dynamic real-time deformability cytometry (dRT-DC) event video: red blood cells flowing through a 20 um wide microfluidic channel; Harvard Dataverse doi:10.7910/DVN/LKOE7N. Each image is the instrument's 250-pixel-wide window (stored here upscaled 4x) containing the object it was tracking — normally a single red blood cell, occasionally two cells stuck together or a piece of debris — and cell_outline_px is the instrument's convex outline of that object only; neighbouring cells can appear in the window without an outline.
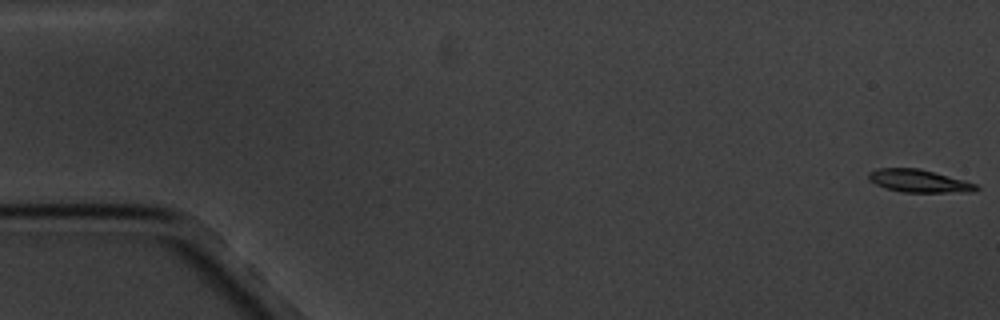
{"species": "common noctule bat (a hibernating species)", "species_latin": "Nyctalus noctula", "temperature_condition": "cold", "stored_images_in_passage": 4, "camera_frame_rate_fps": 3000, "um_per_image_px": 0.085, "animal": {"sex": "male", "body_mass_g": 20.1, "forearm_length_mm": 53.5}, "frame": {"image": 1, "passage_image": 1, "time_ms": 0.0, "image_size_px": [1000, 320], "cell_outline_px": [[980, 188], [976, 192], [900, 192], [884, 188], [868, 180], [868, 172], [876, 168], [916, 168], [964, 180], [976, 184]], "centroid_in_image_um": [78.08, 15.39], "position_along_channel_um": 6.9, "area_um2": 14.28}}
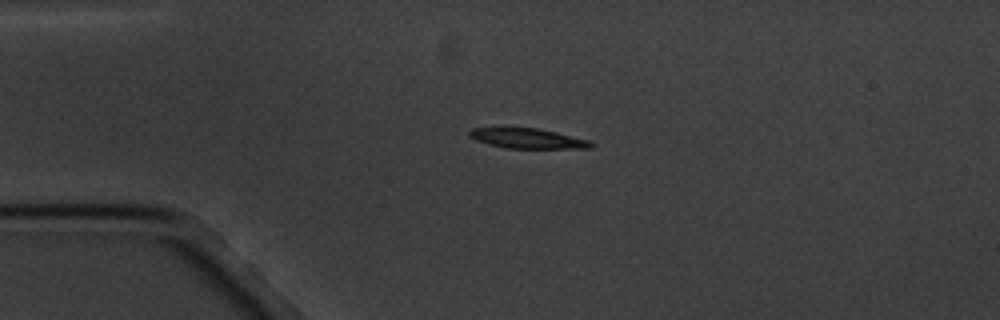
{"frame": {"image": 2, "passage_image": 4, "time_ms": 4.333, "image_size_px": [1000, 320], "cell_outline_px": [[596, 144], [588, 148], [504, 148], [488, 144], [476, 140], [468, 136], [468, 132], [472, 128], [536, 128], [556, 132], [588, 140]], "centroid_in_image_um": [44.82, 11.77], "position_along_channel_um": 40.2, "area_um2": 14.05}}